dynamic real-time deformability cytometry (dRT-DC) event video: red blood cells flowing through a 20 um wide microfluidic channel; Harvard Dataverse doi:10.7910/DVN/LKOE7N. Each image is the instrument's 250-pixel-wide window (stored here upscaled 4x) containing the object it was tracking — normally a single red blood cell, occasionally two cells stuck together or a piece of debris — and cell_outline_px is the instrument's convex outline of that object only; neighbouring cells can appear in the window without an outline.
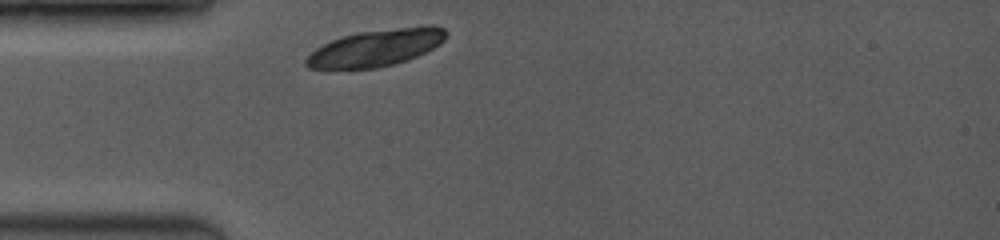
{"species": "common noctule bat (a hibernating species)", "species_latin": "Nyctalus noctula", "temperature_condition": "room temperature", "stored_images_in_passage": 1, "camera_frame_rate_fps": 3500, "um_per_image_px": 0.085, "animal": {"sex": "female", "body_mass_g": 19.0, "forearm_length_mm": 53.3}, "frame": {"image": 1, "passage_image": 1, "time_ms": 0.0, "image_size_px": [1000, 240], "cell_outline_px": [[448, 32], [444, 40], [440, 44], [416, 56], [392, 64], [376, 68], [328, 72], [308, 68], [304, 64], [304, 60], [316, 48], [340, 36], [356, 32], [428, 24], [432, 24], [444, 28]], "centroid_in_image_um": [31.88, 4.09], "position_along_channel_um": 53.1, "area_um2": 30.98}}